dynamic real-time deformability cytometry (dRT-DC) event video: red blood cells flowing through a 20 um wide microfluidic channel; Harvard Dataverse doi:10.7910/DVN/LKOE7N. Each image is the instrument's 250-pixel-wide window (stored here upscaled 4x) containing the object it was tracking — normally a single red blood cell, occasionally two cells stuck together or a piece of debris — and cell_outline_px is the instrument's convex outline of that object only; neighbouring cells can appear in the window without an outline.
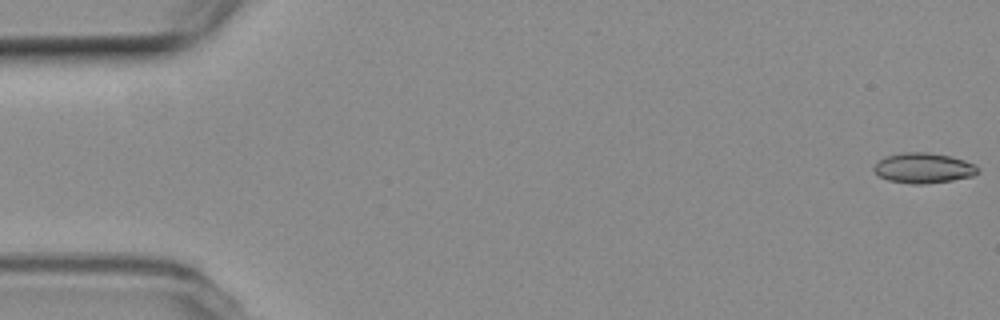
{"species": "common noctule bat (a hibernating species)", "species_latin": "Nyctalus noctula", "temperature_condition": "room temperature", "stored_images_in_passage": 46, "camera_frame_rate_fps": 3000, "um_per_image_px": 0.085, "animal": {"sex": "female", "body_mass_g": 19.3, "forearm_length_mm": 54.1}, "frame": {"image": 1, "passage_image": 1, "time_ms": 0.0, "image_size_px": [1000, 320], "cell_outline_px": [[980, 172], [972, 176], [952, 180], [924, 184], [912, 184], [888, 180], [880, 176], [872, 168], [876, 160], [884, 156], [900, 152], [928, 152], [948, 156], [964, 160], [976, 164], [980, 168]], "centroid_in_image_um": [78.48, 14.27], "position_along_channel_um": 6.5, "area_um2": 18.55}}
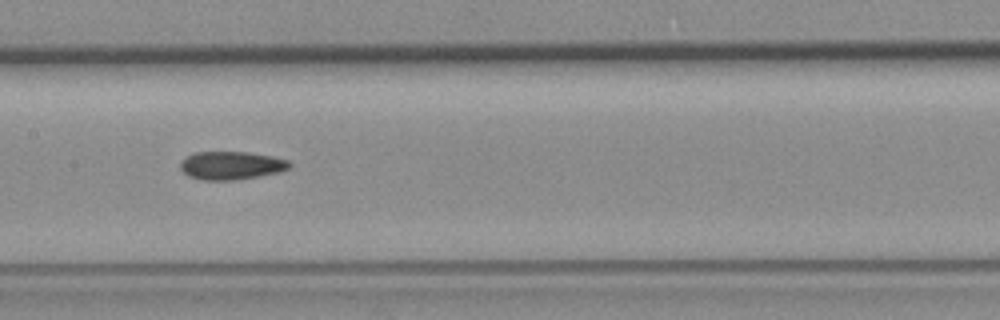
{"frame": {"image": 2, "passage_image": 27, "time_ms": 8.667, "image_size_px": [1000, 320], "cell_outline_px": [[292, 164], [288, 168], [280, 172], [236, 180], [204, 180], [188, 176], [180, 168], [180, 164], [188, 156], [196, 152], [248, 152], [272, 156], [288, 160]], "centroid_in_image_um": [19.68, 14.07], "position_along_channel_um": 187.7, "area_um2": 17.8}}
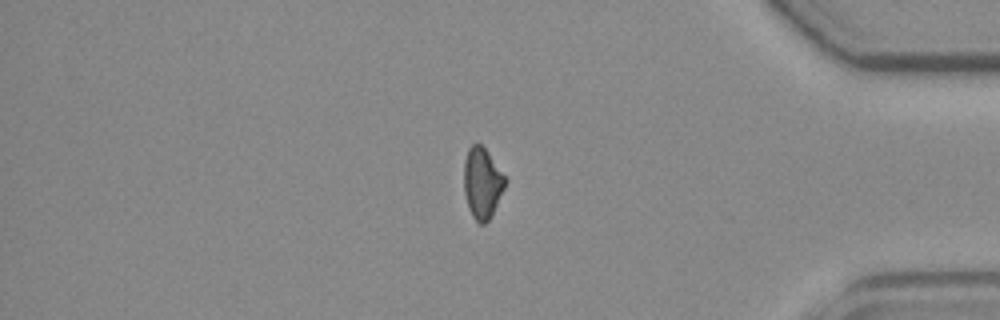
{"frame": {"image": 3, "passage_image": 46, "time_ms": 15.0, "image_size_px": [1000, 320], "cell_outline_px": [[508, 180], [492, 216], [484, 224], [480, 224], [472, 216], [468, 208], [464, 192], [464, 160], [468, 148], [472, 144], [480, 144], [484, 148]], "centroid_in_image_um": [40.99, 15.58], "position_along_channel_um": 394.2, "area_um2": 17.05}, "authors_computed_cell_mechanics": {"area_um2": 17.918, "velocity_mm_per_s": 3.7663, "shape_relaxation_time_tau1_ms": null, "shape_relaxation_time_tau2_ms": 4.6532, "deformation_change_tau1": null, "deformation_change_tau2": 0.1053}}